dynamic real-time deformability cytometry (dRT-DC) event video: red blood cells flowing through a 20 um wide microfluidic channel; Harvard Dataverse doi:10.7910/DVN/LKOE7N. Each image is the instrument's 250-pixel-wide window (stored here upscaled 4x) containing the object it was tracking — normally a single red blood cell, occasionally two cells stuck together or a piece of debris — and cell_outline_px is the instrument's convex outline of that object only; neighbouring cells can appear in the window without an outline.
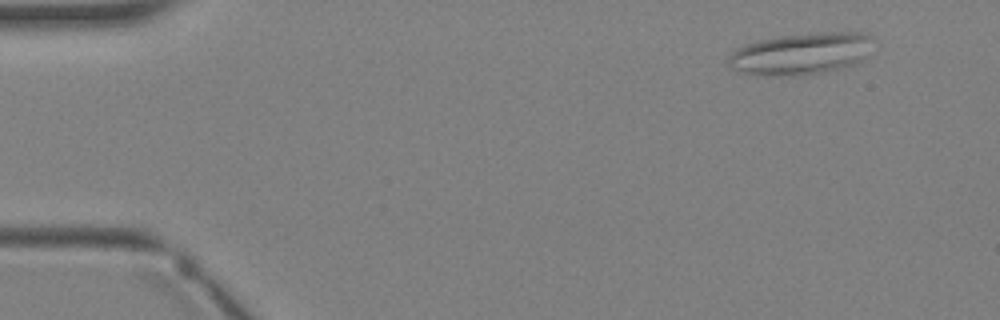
{"species": "Egyptian fruit bat (a non-hibernating species)", "species_latin": "Rousettus aegyptiacus", "temperature_condition": "warm", "stored_images_in_passage": 4, "camera_frame_rate_fps": 3000, "um_per_image_px": 0.085, "animal": {"sex": "female"}, "frame": {"image": 1, "passage_image": 1, "time_ms": 0.0, "image_size_px": [1000, 320], "cell_outline_px": [[872, 36], [864, 60], [856, 64], [820, 72], [792, 76], [780, 76], [740, 72], [732, 68], [728, 64], [728, 60], [732, 52], [736, 48], [760, 40], [780, 36], [820, 32], [860, 32]], "centroid_in_image_um": [68.08, 4.56], "position_along_channel_um": 16.9, "area_um2": 34.74}}